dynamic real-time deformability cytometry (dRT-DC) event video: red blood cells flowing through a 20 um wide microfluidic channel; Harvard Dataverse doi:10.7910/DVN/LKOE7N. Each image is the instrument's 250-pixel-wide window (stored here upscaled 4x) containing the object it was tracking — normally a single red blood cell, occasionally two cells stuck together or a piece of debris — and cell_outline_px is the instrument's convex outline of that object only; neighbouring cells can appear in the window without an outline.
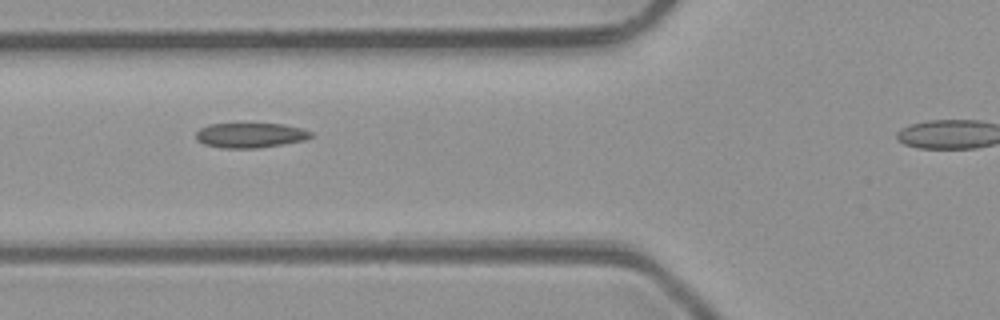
{"species": "common noctule bat (a hibernating species)", "species_latin": "Nyctalus noctula", "temperature_condition": "room temperature", "stored_images_in_passage": 7, "camera_frame_rate_fps": 3000, "um_per_image_px": 0.085, "animal": {"sex": "male", "body_mass_g": 23.1, "forearm_length_mm": 52.7}, "frame": {"image": 1, "passage_image": 6, "time_ms": 6.667, "image_size_px": [1000, 320], "cell_outline_px": [[312, 136], [304, 140], [256, 148], [224, 148], [204, 144], [196, 140], [196, 132], [200, 128], [208, 124], [284, 124], [300, 128], [312, 132]], "centroid_in_image_um": [21.24, 11.49], "position_along_channel_um": 104.6, "area_um2": 16.47}}
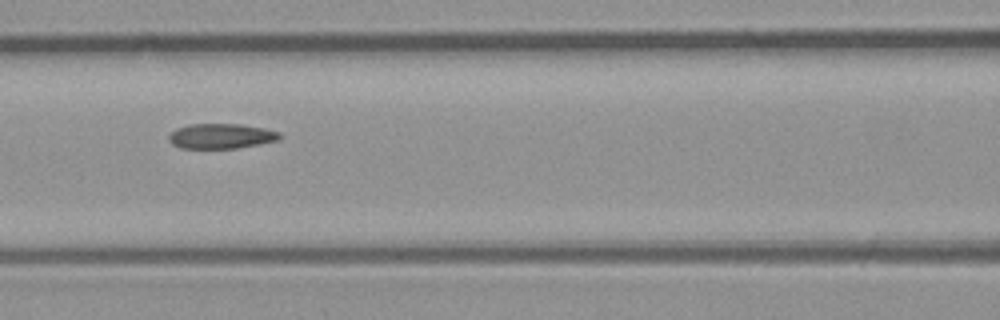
{"frame": {"image": 2, "passage_image": 7, "time_ms": 7.667, "image_size_px": [1000, 320], "cell_outline_px": [[284, 136], [280, 140], [260, 144], [236, 148], [180, 148], [172, 144], [168, 140], [168, 136], [176, 128], [188, 124], [244, 124], [264, 128], [280, 132]], "centroid_in_image_um": [18.83, 11.56], "position_along_channel_um": 147.8, "area_um2": 16.42}}